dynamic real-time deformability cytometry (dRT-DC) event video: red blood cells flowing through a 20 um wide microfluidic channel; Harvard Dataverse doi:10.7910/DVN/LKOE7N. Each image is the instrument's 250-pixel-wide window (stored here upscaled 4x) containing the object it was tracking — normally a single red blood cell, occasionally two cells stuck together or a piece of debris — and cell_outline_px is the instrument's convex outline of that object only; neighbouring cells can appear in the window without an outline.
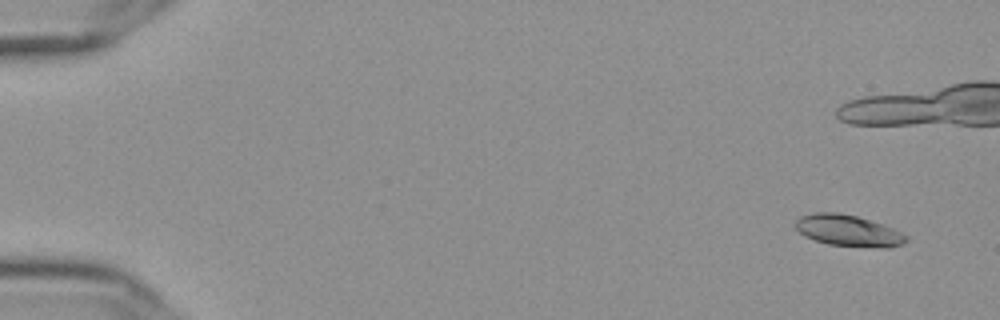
{"species": "Egyptian fruit bat (a non-hibernating species)", "species_latin": "Rousettus aegyptiacus", "temperature_condition": "cold", "stored_images_in_passage": 55, "camera_frame_rate_fps": 3000, "um_per_image_px": 0.085, "frame": {"image": 1, "passage_image": 1, "time_ms": 0.0, "image_size_px": [1000, 320], "cell_outline_px": [[908, 240], [904, 244], [888, 248], [884, 248], [828, 244], [804, 236], [792, 224], [800, 216], [816, 212], [836, 212], [856, 216], [892, 228], [908, 236]], "centroid_in_image_um": [72.09, 19.61], "position_along_channel_um": 12.9, "area_um2": 20.11}, "authors_computed_cell_mechanics": {"area_um2": 20.4612, "velocity_mm_per_s": 3.6343, "shape_relaxation_time_tau1_ms": 7.6331, "shape_relaxation_time_tau2_ms": 4.457, "deformation_change_tau1": 0.1809, "deformation_change_tau2": 0.0903}}